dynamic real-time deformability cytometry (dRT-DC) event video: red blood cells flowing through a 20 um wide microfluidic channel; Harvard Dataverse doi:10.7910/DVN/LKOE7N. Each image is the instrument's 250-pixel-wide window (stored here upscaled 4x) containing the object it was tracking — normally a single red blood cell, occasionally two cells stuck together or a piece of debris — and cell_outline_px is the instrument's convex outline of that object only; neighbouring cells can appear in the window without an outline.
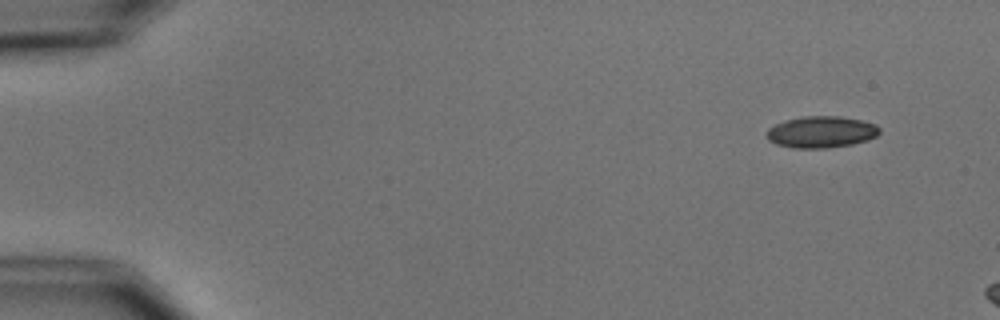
{"species": "common noctule bat (a hibernating species)", "species_latin": "Nyctalus noctula", "temperature_condition": "cold", "stored_images_in_passage": 3, "camera_frame_rate_fps": 3000, "um_per_image_px": 0.085, "animal": {"sex": "male", "body_mass_g": 15.6}, "frame": {"image": 1, "passage_image": 1, "time_ms": 0.0, "image_size_px": [1000, 320], "cell_outline_px": [[880, 132], [876, 136], [868, 140], [852, 144], [828, 148], [796, 148], [776, 144], [768, 140], [768, 128], [776, 124], [788, 120], [804, 116], [840, 116], [860, 120], [876, 124], [880, 128]], "centroid_in_image_um": [69.84, 11.22], "position_along_channel_um": 15.2, "area_um2": 20.63}}